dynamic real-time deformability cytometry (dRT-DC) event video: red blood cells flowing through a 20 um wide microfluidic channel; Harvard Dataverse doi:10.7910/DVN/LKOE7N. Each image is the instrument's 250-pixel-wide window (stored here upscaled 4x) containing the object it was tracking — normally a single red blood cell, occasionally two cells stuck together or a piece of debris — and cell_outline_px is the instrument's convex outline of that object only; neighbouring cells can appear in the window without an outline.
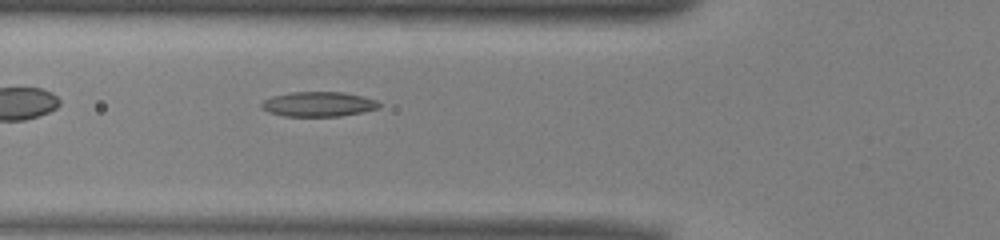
{"species": "common noctule bat (a hibernating species)", "species_latin": "Nyctalus noctula", "temperature_condition": "warm", "stored_images_in_passage": 36, "camera_frame_rate_fps": 3000, "um_per_image_px": 0.085, "animal": {"sex": "male", "body_mass_g": 13.0, "forearm_length_mm": 53.1}, "frame": {"image": 1, "passage_image": 4, "time_ms": 1.0, "image_size_px": [1000, 240], "cell_outline_px": [[380, 108], [340, 116], [284, 116], [268, 112], [260, 108], [260, 104], [264, 100], [272, 96], [292, 92], [344, 92], [376, 100], [380, 104]], "centroid_in_image_um": [27.02, 8.85], "position_along_channel_um": 98.8, "area_um2": 16.94}}
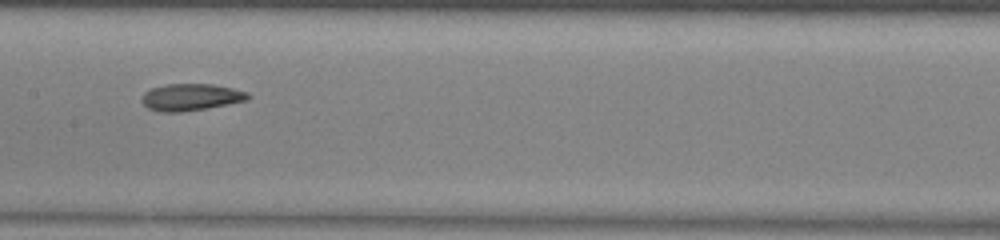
{"frame": {"image": 2, "passage_image": 11, "time_ms": 3.333, "image_size_px": [1000, 240], "cell_outline_px": [[252, 96], [248, 100], [208, 108], [180, 112], [160, 112], [148, 108], [140, 100], [144, 92], [152, 88], [164, 84], [212, 84], [232, 88], [248, 92]], "centroid_in_image_um": [16.23, 8.26], "position_along_channel_um": 191.2, "area_um2": 16.76}}
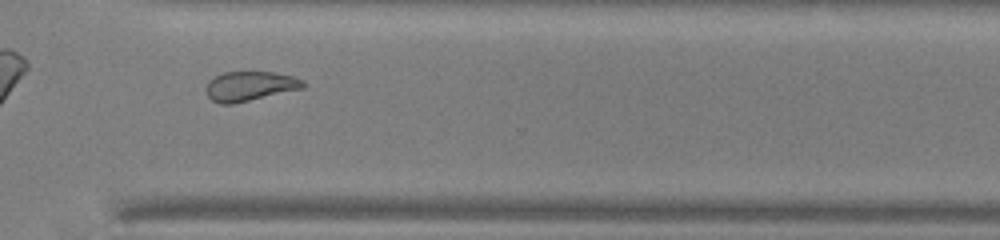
{"frame": {"image": 3, "passage_image": 23, "time_ms": 7.333, "image_size_px": [1000, 240], "cell_outline_px": [[308, 84], [304, 88], [232, 104], [220, 104], [212, 100], [208, 96], [204, 88], [208, 80], [224, 72], [272, 72], [292, 76], [304, 80]], "centroid_in_image_um": [21.24, 7.32], "position_along_channel_um": 349.4, "area_um2": 16.82}, "authors_computed_cell_mechanics": {"area_um2": 16.8776, "velocity_mm_per_s": 3.9573, "shape_relaxation_time_tau1_ms": 8.0361, "shape_relaxation_time_tau2_ms": 4.8025, "deformation_change_tau1": 0.1782, "deformation_change_tau2": 0.1143}}